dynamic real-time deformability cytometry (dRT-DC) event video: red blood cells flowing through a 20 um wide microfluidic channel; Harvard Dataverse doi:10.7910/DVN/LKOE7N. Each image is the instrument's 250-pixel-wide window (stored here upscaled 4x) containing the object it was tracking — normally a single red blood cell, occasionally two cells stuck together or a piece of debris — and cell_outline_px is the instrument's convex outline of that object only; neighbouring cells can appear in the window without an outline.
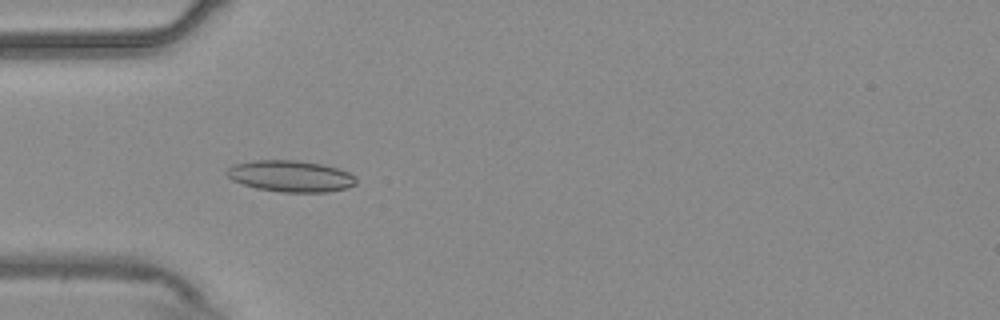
{"species": "common noctule bat (a hibernating species)", "species_latin": "Nyctalus noctula", "temperature_condition": "warm", "stored_images_in_passage": 8, "camera_frame_rate_fps": 3000, "um_per_image_px": 0.085, "animal": {"sex": "male", "body_mass_g": 20.4}, "frame": {"image": 1, "passage_image": 4, "time_ms": 1.0, "image_size_px": [1000, 320], "cell_outline_px": [[356, 184], [348, 188], [328, 192], [280, 192], [256, 188], [232, 180], [224, 172], [228, 168], [236, 164], [252, 160], [296, 160], [324, 164], [348, 172], [356, 176]], "centroid_in_image_um": [24.72, 14.97], "position_along_channel_um": 60.3, "area_um2": 23.76}}